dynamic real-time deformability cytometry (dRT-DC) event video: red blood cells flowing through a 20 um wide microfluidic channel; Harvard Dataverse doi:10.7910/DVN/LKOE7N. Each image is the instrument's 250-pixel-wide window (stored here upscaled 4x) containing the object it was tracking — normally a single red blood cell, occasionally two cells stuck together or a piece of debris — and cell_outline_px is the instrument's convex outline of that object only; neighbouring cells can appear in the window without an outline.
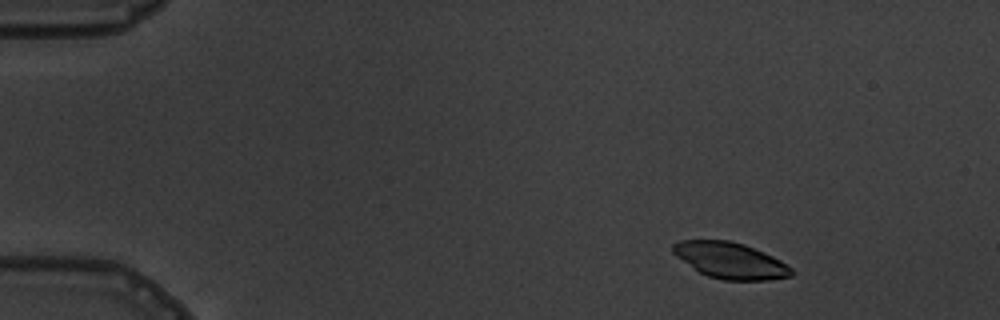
{"species": "common noctule bat (a hibernating species)", "species_latin": "Nyctalus noctula", "temperature_condition": "warm", "stored_images_in_passage": 6, "camera_frame_rate_fps": 3000, "um_per_image_px": 0.085, "animal": {"sex": "male", "body_mass_g": 19.5, "forearm_length_mm": 54.6}, "frame": {"image": 1, "passage_image": 2, "time_ms": 1.0, "image_size_px": [1000, 320], "cell_outline_px": [[796, 272], [792, 276], [768, 280], [724, 280], [708, 276], [700, 272], [676, 256], [672, 252], [672, 244], [680, 240], [728, 240], [744, 244], [764, 252], [780, 260], [792, 268]], "centroid_in_image_um": [62.1, 22.14], "position_along_channel_um": 22.9, "area_um2": 24.91}}